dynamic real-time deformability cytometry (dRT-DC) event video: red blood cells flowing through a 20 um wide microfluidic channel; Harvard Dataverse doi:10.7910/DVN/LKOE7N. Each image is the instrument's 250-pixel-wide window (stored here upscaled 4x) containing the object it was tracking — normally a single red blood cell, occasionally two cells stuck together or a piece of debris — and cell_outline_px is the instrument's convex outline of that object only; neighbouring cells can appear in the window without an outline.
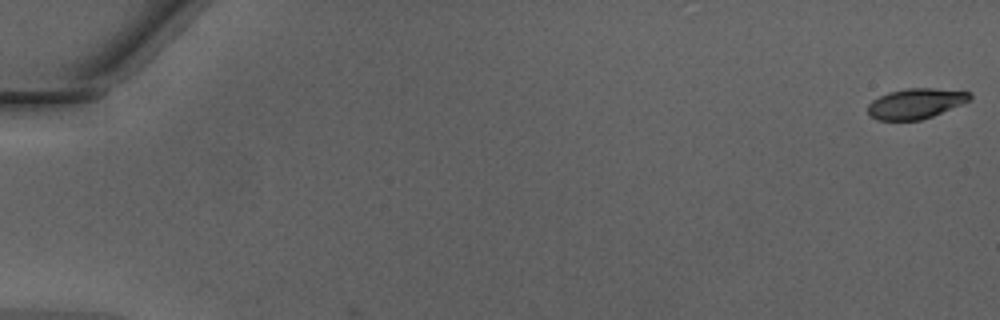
{"species": "Egyptian fruit bat (a non-hibernating species)", "species_latin": "Rousettus aegyptiacus", "temperature_condition": "warm", "stored_images_in_passage": 2, "camera_frame_rate_fps": 3000, "um_per_image_px": 0.085, "animal": {"sex": "male"}, "frame": {"image": 1, "passage_image": 1, "time_ms": 0.0, "image_size_px": [1000, 320], "cell_outline_px": [[972, 100], [932, 116], [920, 120], [876, 120], [868, 112], [868, 104], [872, 100], [888, 92], [908, 88], [936, 88], [972, 92]], "centroid_in_image_um": [77.86, 8.79], "position_along_channel_um": 7.1, "area_um2": 18.03}}